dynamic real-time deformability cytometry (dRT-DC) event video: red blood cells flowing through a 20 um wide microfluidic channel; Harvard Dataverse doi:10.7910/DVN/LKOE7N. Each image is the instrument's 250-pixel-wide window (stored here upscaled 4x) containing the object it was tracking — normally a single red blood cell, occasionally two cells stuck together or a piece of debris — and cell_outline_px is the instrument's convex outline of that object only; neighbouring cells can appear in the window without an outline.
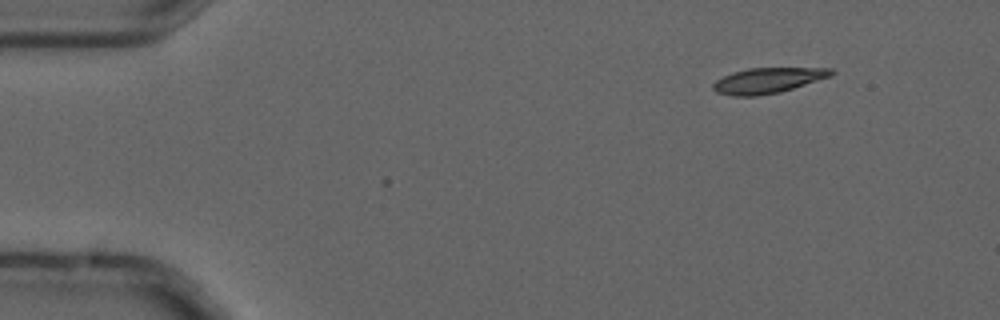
{"species": "common noctule bat (a hibernating species)", "species_latin": "Nyctalus noctula", "temperature_condition": "cold", "stored_images_in_passage": 5, "camera_frame_rate_fps": 3000, "um_per_image_px": 0.085, "animal": {"sex": "male", "forearm_length_mm": 52.5}, "frame": {"image": 1, "passage_image": 2, "time_ms": 0.333, "image_size_px": [1000, 320], "cell_outline_px": [[836, 72], [832, 76], [780, 92], [756, 96], [732, 96], [716, 92], [712, 88], [712, 84], [716, 80], [732, 72], [748, 68], [832, 68]], "centroid_in_image_um": [65.27, 6.84], "position_along_channel_um": 19.7, "area_um2": 17.57}}